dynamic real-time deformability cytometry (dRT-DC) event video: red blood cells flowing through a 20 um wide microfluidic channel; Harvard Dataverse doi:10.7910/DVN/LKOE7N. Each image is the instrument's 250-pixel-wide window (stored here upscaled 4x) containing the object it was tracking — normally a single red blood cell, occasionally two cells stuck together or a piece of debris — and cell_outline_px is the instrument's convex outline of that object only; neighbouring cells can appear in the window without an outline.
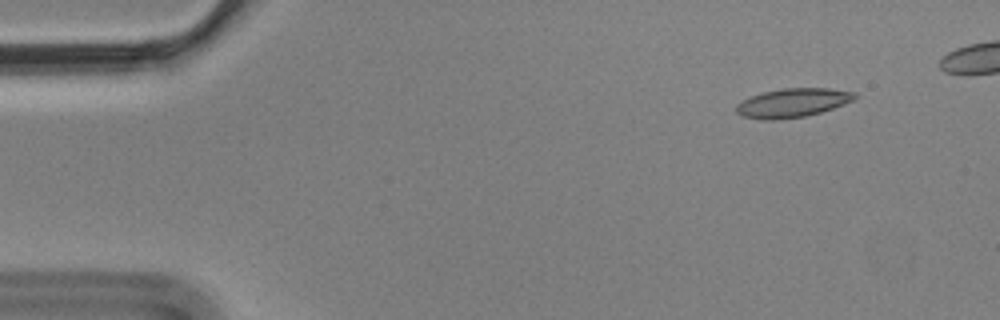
{"species": "Egyptian fruit bat (a non-hibernating species)", "species_latin": "Rousettus aegyptiacus", "temperature_condition": "cold", "stored_images_in_passage": 5, "camera_frame_rate_fps": 3000, "um_per_image_px": 0.085, "animal": {"sex": "male"}, "frame": {"image": 1, "passage_image": 1, "time_ms": 0.0, "image_size_px": [1000, 320], "cell_outline_px": [[856, 96], [852, 100], [844, 104], [820, 112], [804, 116], [776, 120], [760, 120], [744, 116], [736, 112], [736, 104], [752, 96], [764, 92], [784, 88], [828, 88], [856, 92]], "centroid_in_image_um": [67.36, 8.74], "position_along_channel_um": 17.6, "area_um2": 19.71}}